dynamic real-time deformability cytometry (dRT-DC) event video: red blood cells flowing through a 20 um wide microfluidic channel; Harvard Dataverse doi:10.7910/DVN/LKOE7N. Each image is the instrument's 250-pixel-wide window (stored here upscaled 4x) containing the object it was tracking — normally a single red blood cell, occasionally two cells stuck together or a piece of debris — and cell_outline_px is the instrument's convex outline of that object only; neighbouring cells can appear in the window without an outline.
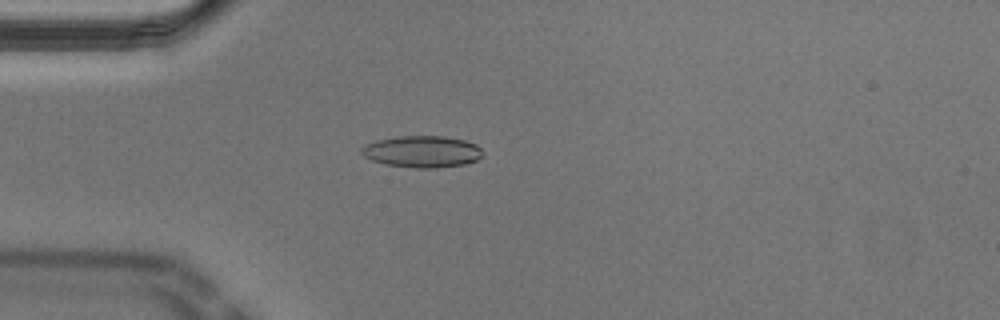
{"species": "Egyptian fruit bat (a non-hibernating species)", "species_latin": "Rousettus aegyptiacus", "temperature_condition": "cold", "stored_images_in_passage": 55, "camera_frame_rate_fps": 3000, "um_per_image_px": 0.085, "animal": {"sex": "male"}, "frame": {"image": 1, "passage_image": 15, "time_ms": 4.667, "image_size_px": [1000, 320], "cell_outline_px": [[484, 152], [476, 160], [464, 164], [436, 168], [416, 168], [388, 164], [372, 160], [364, 156], [360, 152], [360, 148], [364, 144], [376, 140], [396, 136], [444, 136], [464, 140], [476, 144]], "centroid_in_image_um": [35.86, 12.87], "position_along_channel_um": 49.1, "area_um2": 22.37}}
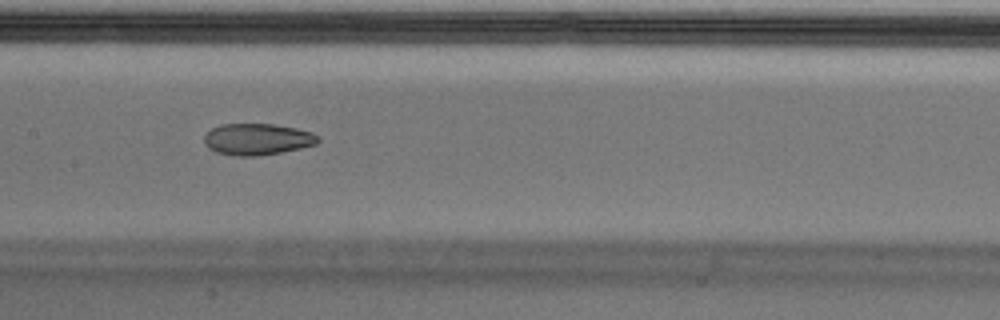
{"frame": {"image": 2, "passage_image": 27, "time_ms": 8.667, "image_size_px": [1000, 320], "cell_outline_px": [[320, 140], [316, 144], [300, 148], [280, 152], [256, 156], [236, 156], [216, 152], [208, 148], [204, 144], [204, 136], [212, 128], [220, 124], [272, 124], [296, 128], [312, 132]], "centroid_in_image_um": [21.84, 11.83], "position_along_channel_um": 185.6, "area_um2": 20.81}}
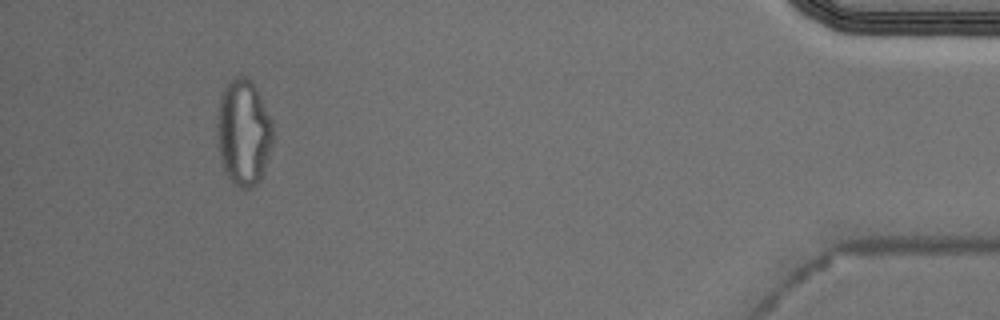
{"frame": {"image": 3, "passage_image": 51, "time_ms": 16.667, "image_size_px": [1000, 320], "cell_outline_px": [[272, 140], [264, 172], [256, 184], [252, 188], [240, 188], [232, 184], [220, 160], [216, 144], [216, 116], [220, 96], [228, 80], [236, 76], [244, 76], [252, 80], [272, 120]], "centroid_in_image_um": [20.66, 11.25], "position_along_channel_um": 414.5, "area_um2": 35.03}, "authors_computed_cell_mechanics": {"area_um2": 21.675, "velocity_mm_per_s": 3.6701, "shape_relaxation_time_tau1_ms": null, "shape_relaxation_time_tau2_ms": 4.0657, "deformation_change_tau1": null, "deformation_change_tau2": 0.1053}}